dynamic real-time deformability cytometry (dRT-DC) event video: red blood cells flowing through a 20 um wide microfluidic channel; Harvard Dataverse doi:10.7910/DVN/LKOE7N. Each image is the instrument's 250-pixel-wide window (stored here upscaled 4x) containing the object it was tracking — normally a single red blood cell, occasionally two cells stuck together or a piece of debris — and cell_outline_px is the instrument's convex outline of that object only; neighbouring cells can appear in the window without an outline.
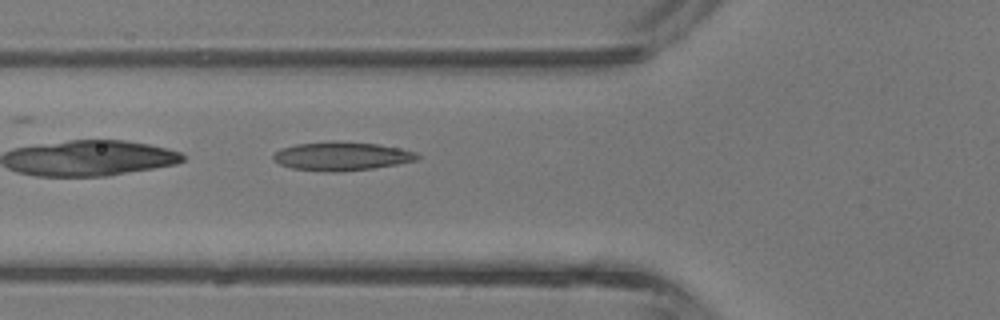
{"species": "common noctule bat (a hibernating species)", "species_latin": "Nyctalus noctula", "temperature_condition": "room temperature", "stored_images_in_passage": 26, "camera_frame_rate_fps": 3000, "um_per_image_px": 0.085, "animal": {"sex": "male", "body_mass_g": 13.3}, "frame": {"image": 1, "passage_image": 3, "time_ms": 0.667, "image_size_px": [1000, 320], "cell_outline_px": [[420, 156], [416, 160], [396, 164], [372, 168], [344, 172], [332, 172], [292, 168], [280, 164], [272, 156], [280, 148], [296, 144], [332, 140], [376, 144], [416, 152]], "centroid_in_image_um": [29.01, 13.27], "position_along_channel_um": 96.8, "area_um2": 23.87}}
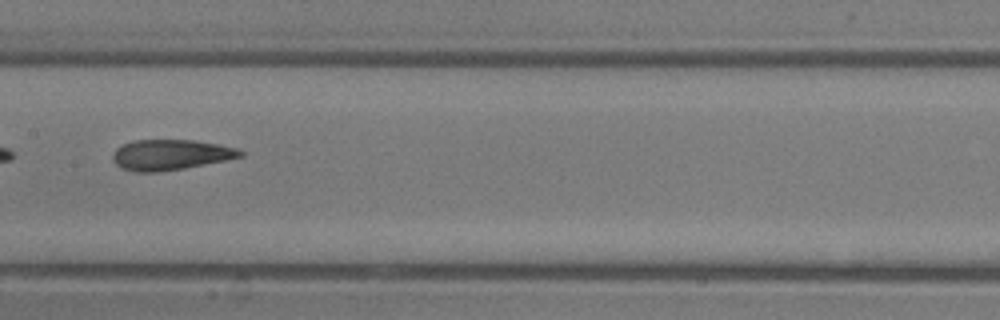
{"frame": {"image": 2, "passage_image": 9, "time_ms": 2.667, "image_size_px": [1000, 320], "cell_outline_px": [[244, 156], [228, 160], [184, 168], [156, 172], [136, 172], [120, 168], [112, 160], [112, 156], [116, 148], [120, 144], [136, 140], [192, 140], [216, 144], [236, 148], [244, 152]], "centroid_in_image_um": [14.47, 13.16], "position_along_channel_um": 192.9, "area_um2": 22.72}}
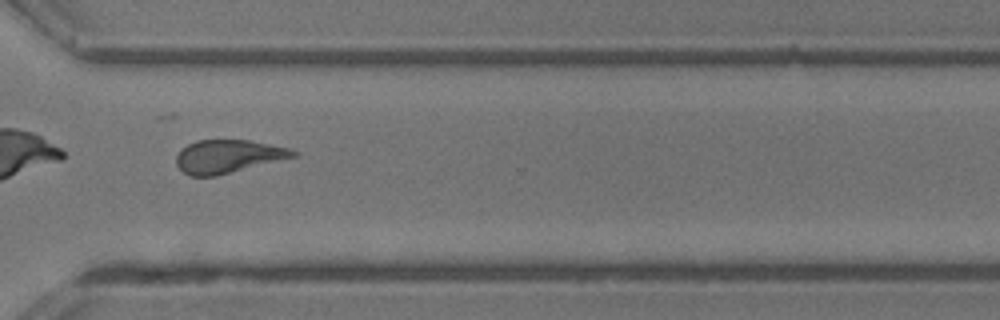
{"frame": {"image": 3, "passage_image": 19, "time_ms": 6.0, "image_size_px": [1000, 320], "cell_outline_px": [[296, 156], [216, 176], [188, 176], [176, 164], [176, 156], [180, 148], [196, 140], [252, 140], [288, 148], [296, 152]], "centroid_in_image_um": [19.33, 13.29], "position_along_channel_um": 351.3, "area_um2": 22.48}, "authors_computed_cell_mechanics": {"area_um2": 22.7154, "velocity_mm_per_s": 4.7724, "shape_relaxation_time_tau1_ms": 7.2556, "shape_relaxation_time_tau2_ms": 1.3662, "deformation_change_tau1": 0.2196, "deformation_change_tau2": 0.095}}